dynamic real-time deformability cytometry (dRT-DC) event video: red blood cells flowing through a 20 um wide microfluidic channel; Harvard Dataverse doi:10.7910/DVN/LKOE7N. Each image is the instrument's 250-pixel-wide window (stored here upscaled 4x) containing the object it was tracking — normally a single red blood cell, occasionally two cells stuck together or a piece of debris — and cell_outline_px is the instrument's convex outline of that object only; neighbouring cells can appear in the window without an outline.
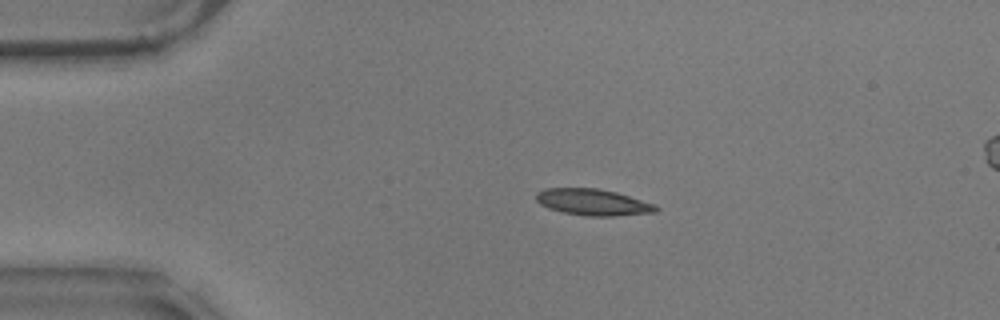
{"species": "common noctule bat (a hibernating species)", "species_latin": "Nyctalus noctula", "temperature_condition": "warm", "stored_images_in_passage": 46, "camera_frame_rate_fps": 3000, "um_per_image_px": 0.085, "animal": {"sex": "male", "body_mass_g": 17.9}, "frame": {"image": 1, "passage_image": 1, "time_ms": 0.0, "image_size_px": [1000, 320], "cell_outline_px": [[660, 208], [656, 212], [616, 216], [588, 216], [564, 212], [548, 208], [540, 204], [536, 200], [536, 192], [544, 188], [596, 188], [616, 192], [656, 204]], "centroid_in_image_um": [50.41, 17.18], "position_along_channel_um": 34.6, "area_um2": 18.5}}
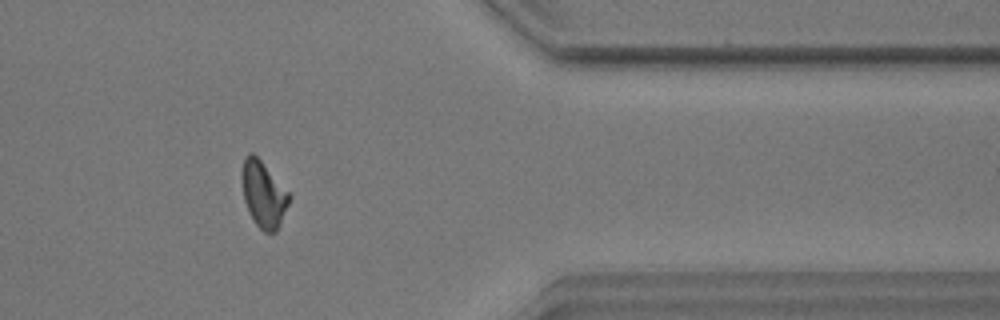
{"frame": {"image": 2, "passage_image": 36, "time_ms": 11.667, "image_size_px": [1000, 320], "cell_outline_px": [[292, 196], [280, 224], [276, 232], [264, 232], [252, 220], [248, 212], [244, 200], [240, 176], [240, 172], [244, 156], [248, 152], [252, 152], [260, 160]], "centroid_in_image_um": [22.36, 16.5], "position_along_channel_um": 389.0, "area_um2": 18.38}}
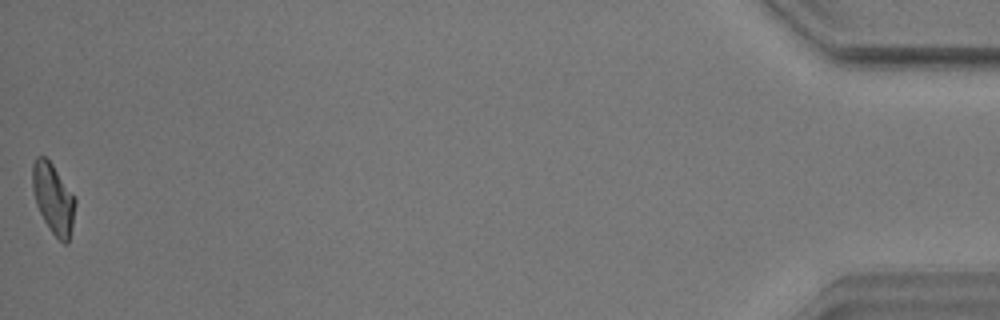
{"frame": {"image": 3, "passage_image": 46, "time_ms": 15.0, "image_size_px": [1000, 320], "cell_outline_px": [[76, 204], [68, 244], [64, 244], [48, 228], [36, 204], [32, 188], [32, 164], [36, 156], [44, 156], [52, 164], [76, 200]], "centroid_in_image_um": [4.51, 16.88], "position_along_channel_um": 430.7, "area_um2": 17.22}, "authors_computed_cell_mechanics": {"area_um2": 18.4382, "velocity_mm_per_s": 3.5374, "shape_relaxation_time_tau1_ms": 3.8152, "shape_relaxation_time_tau2_ms": 2.1247, "deformation_change_tau1": 0.1413, "deformation_change_tau2": 0.087}}